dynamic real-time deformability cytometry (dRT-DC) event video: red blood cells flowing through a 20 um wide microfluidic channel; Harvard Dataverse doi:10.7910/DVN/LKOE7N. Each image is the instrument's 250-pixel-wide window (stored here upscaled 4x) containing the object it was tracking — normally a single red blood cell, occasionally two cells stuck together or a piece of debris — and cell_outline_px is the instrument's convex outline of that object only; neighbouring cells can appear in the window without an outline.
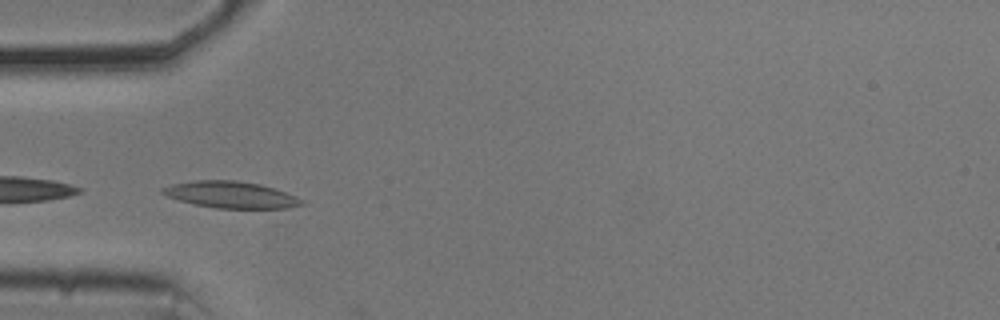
{"species": "common noctule bat (a hibernating species)", "species_latin": "Nyctalus noctula", "temperature_condition": "cold", "stored_images_in_passage": 7, "camera_frame_rate_fps": 3000, "um_per_image_px": 0.085, "animal": {"sex": "male", "body_mass_g": 20.5, "forearm_length_mm": 52.5}, "frame": {"image": 1, "passage_image": 5, "time_ms": 1.333, "image_size_px": [1000, 320], "cell_outline_px": [[304, 204], [288, 208], [216, 208], [196, 204], [180, 200], [168, 196], [160, 192], [160, 188], [172, 184], [196, 180], [236, 180], [260, 184], [296, 196]], "centroid_in_image_um": [19.59, 16.54], "position_along_channel_um": 65.4, "area_um2": 21.27}}